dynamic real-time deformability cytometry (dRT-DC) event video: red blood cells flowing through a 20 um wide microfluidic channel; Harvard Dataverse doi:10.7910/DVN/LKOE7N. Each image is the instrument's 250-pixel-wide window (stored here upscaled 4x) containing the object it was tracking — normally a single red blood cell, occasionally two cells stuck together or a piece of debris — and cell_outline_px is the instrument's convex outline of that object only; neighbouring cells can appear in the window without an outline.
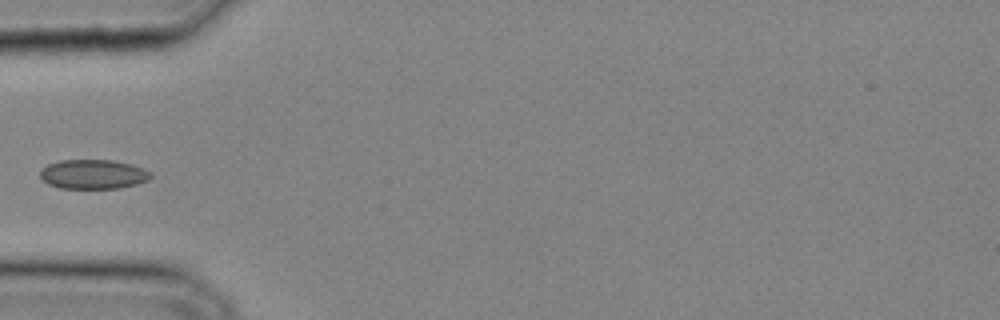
{"species": "common noctule bat (a hibernating species)", "species_latin": "Nyctalus noctula", "temperature_condition": "cold", "stored_images_in_passage": 24, "camera_frame_rate_fps": 3000, "um_per_image_px": 0.085, "animal": {"sex": "male", "body_mass_g": 20.4}, "frame": {"image": 1, "passage_image": 1, "time_ms": 0.0, "image_size_px": [1000, 320], "cell_outline_px": [[152, 176], [148, 180], [136, 184], [120, 188], [60, 188], [48, 184], [40, 176], [40, 168], [48, 164], [60, 160], [112, 160], [132, 164], [144, 168], [152, 172]], "centroid_in_image_um": [7.93, 14.8], "position_along_channel_um": 77.1, "area_um2": 19.07}}
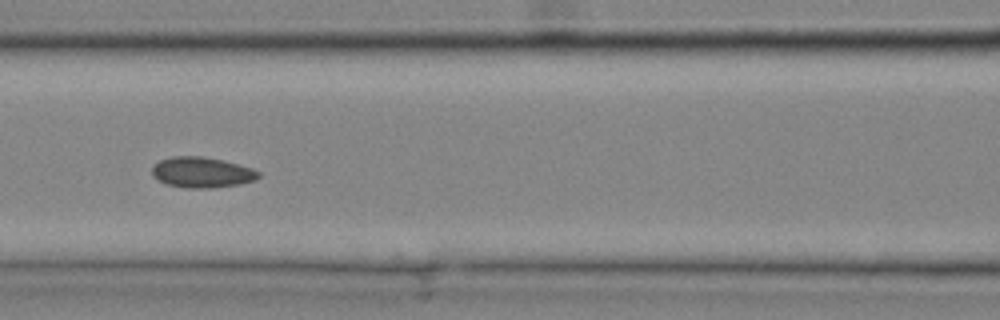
{"frame": {"image": 2, "passage_image": 5, "time_ms": 1.333, "image_size_px": [1000, 320], "cell_outline_px": [[260, 176], [256, 180], [240, 184], [212, 188], [188, 188], [168, 184], [152, 176], [152, 168], [160, 160], [172, 156], [200, 156], [224, 160], [252, 168], [260, 172]], "centroid_in_image_um": [17.19, 14.65], "position_along_channel_um": 149.4, "area_um2": 18.96}}
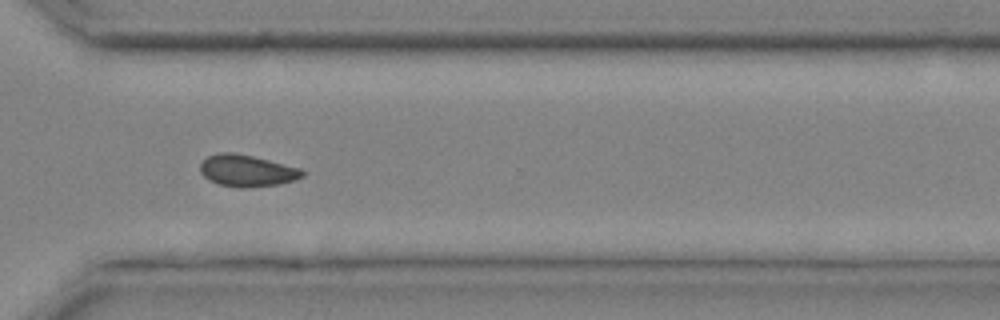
{"frame": {"image": 3, "passage_image": 16, "time_ms": 5.0, "image_size_px": [1000, 320], "cell_outline_px": [[304, 176], [280, 184], [244, 188], [240, 188], [220, 184], [208, 180], [200, 172], [200, 164], [208, 156], [220, 152], [232, 152], [252, 156], [300, 168], [304, 172]], "centroid_in_image_um": [20.97, 14.51], "position_along_channel_um": 349.6, "area_um2": 18.73}}